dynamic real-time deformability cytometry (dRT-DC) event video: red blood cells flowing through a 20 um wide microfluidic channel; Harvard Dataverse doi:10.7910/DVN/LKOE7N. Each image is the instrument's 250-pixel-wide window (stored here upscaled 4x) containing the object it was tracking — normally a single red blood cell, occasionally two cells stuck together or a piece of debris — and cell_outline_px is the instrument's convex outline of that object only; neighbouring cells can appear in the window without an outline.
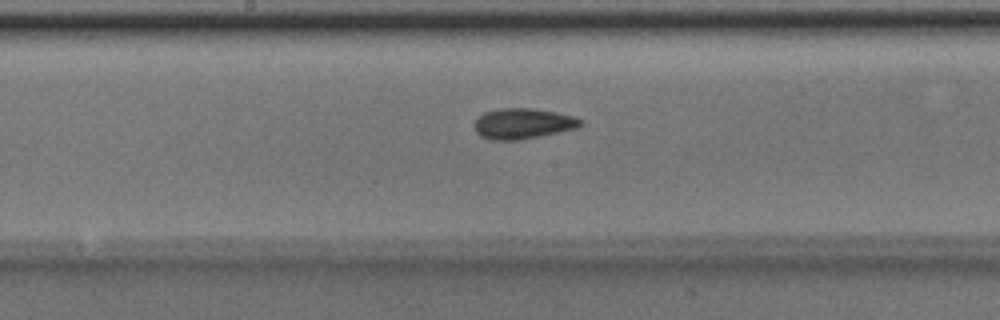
{"species": "Egyptian fruit bat (a non-hibernating species)", "species_latin": "Rousettus aegyptiacus", "temperature_condition": "room temperature", "stored_images_in_passage": 51, "camera_frame_rate_fps": 3000, "um_per_image_px": 0.085, "animal": {"sex": "male"}, "frame": {"image": 1, "passage_image": 27, "time_ms": 8.667, "image_size_px": [1000, 320], "cell_outline_px": [[580, 124], [576, 128], [540, 136], [520, 140], [492, 140], [480, 136], [476, 132], [472, 124], [484, 112], [500, 108], [532, 108], [556, 112], [576, 116], [580, 120]], "centroid_in_image_um": [44.4, 10.5], "position_along_channel_um": 203.8, "area_um2": 18.9}}
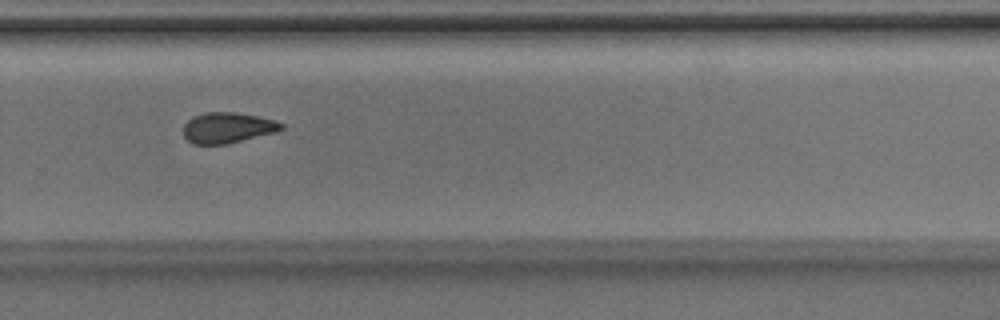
{"frame": {"image": 2, "passage_image": 35, "time_ms": 11.333, "image_size_px": [1000, 320], "cell_outline_px": [[284, 128], [276, 132], [228, 144], [192, 144], [184, 136], [184, 124], [188, 120], [196, 116], [208, 112], [236, 112], [276, 120], [284, 124]], "centroid_in_image_um": [19.37, 10.86], "position_along_channel_um": 310.4, "area_um2": 17.46}}
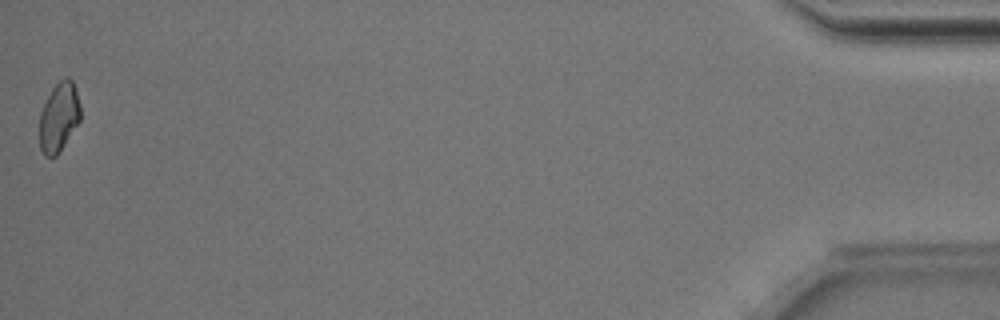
{"frame": {"image": 3, "passage_image": 51, "time_ms": 16.667, "image_size_px": [1000, 320], "cell_outline_px": [[80, 120], [56, 156], [44, 156], [40, 148], [40, 112], [52, 88], [64, 76], [68, 76], [72, 80], [80, 104]], "centroid_in_image_um": [5.0, 9.93], "position_along_channel_um": 430.2, "area_um2": 16.3}, "authors_computed_cell_mechanics": {"area_um2": 17.8602, "velocity_mm_per_s": 4.0209, "shape_relaxation_time_tau1_ms": 6.7528, "shape_relaxation_time_tau2_ms": 2.6126, "deformation_change_tau1": 0.1211, "deformation_change_tau2": 0.0573}}